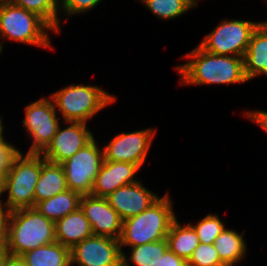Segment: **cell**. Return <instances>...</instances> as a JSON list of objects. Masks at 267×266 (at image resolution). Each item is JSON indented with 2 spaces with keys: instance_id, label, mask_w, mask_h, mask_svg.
<instances>
[{
  "instance_id": "1",
  "label": "cell",
  "mask_w": 267,
  "mask_h": 266,
  "mask_svg": "<svg viewBox=\"0 0 267 266\" xmlns=\"http://www.w3.org/2000/svg\"><path fill=\"white\" fill-rule=\"evenodd\" d=\"M182 58L189 60L174 67L179 73L180 84L233 85L245 84L249 81L244 72L243 57L215 55L197 45Z\"/></svg>"
},
{
  "instance_id": "2",
  "label": "cell",
  "mask_w": 267,
  "mask_h": 266,
  "mask_svg": "<svg viewBox=\"0 0 267 266\" xmlns=\"http://www.w3.org/2000/svg\"><path fill=\"white\" fill-rule=\"evenodd\" d=\"M56 242L55 222L35 207L10 211L5 219V244L10 255L22 256L42 245Z\"/></svg>"
},
{
  "instance_id": "3",
  "label": "cell",
  "mask_w": 267,
  "mask_h": 266,
  "mask_svg": "<svg viewBox=\"0 0 267 266\" xmlns=\"http://www.w3.org/2000/svg\"><path fill=\"white\" fill-rule=\"evenodd\" d=\"M173 200L170 193H165L148 209L123 221L119 239L123 247L129 248L166 239L172 222L176 219Z\"/></svg>"
},
{
  "instance_id": "4",
  "label": "cell",
  "mask_w": 267,
  "mask_h": 266,
  "mask_svg": "<svg viewBox=\"0 0 267 266\" xmlns=\"http://www.w3.org/2000/svg\"><path fill=\"white\" fill-rule=\"evenodd\" d=\"M55 109L62 122H90L97 113L112 105L117 96L110 94L97 84H71L51 93Z\"/></svg>"
},
{
  "instance_id": "5",
  "label": "cell",
  "mask_w": 267,
  "mask_h": 266,
  "mask_svg": "<svg viewBox=\"0 0 267 266\" xmlns=\"http://www.w3.org/2000/svg\"><path fill=\"white\" fill-rule=\"evenodd\" d=\"M48 31L55 30L38 14L13 4L10 0L0 3V39L39 48L52 49Z\"/></svg>"
},
{
  "instance_id": "6",
  "label": "cell",
  "mask_w": 267,
  "mask_h": 266,
  "mask_svg": "<svg viewBox=\"0 0 267 266\" xmlns=\"http://www.w3.org/2000/svg\"><path fill=\"white\" fill-rule=\"evenodd\" d=\"M25 154V155H23ZM41 171V154L19 151L7 171L5 195L0 207L6 212L35 207V187Z\"/></svg>"
},
{
  "instance_id": "7",
  "label": "cell",
  "mask_w": 267,
  "mask_h": 266,
  "mask_svg": "<svg viewBox=\"0 0 267 266\" xmlns=\"http://www.w3.org/2000/svg\"><path fill=\"white\" fill-rule=\"evenodd\" d=\"M262 22L223 19L198 45L215 55L244 57L254 31Z\"/></svg>"
},
{
  "instance_id": "8",
  "label": "cell",
  "mask_w": 267,
  "mask_h": 266,
  "mask_svg": "<svg viewBox=\"0 0 267 266\" xmlns=\"http://www.w3.org/2000/svg\"><path fill=\"white\" fill-rule=\"evenodd\" d=\"M60 118L50 97L39 98L25 107L22 123L32 141L26 153L41 154L47 148L57 133Z\"/></svg>"
},
{
  "instance_id": "9",
  "label": "cell",
  "mask_w": 267,
  "mask_h": 266,
  "mask_svg": "<svg viewBox=\"0 0 267 266\" xmlns=\"http://www.w3.org/2000/svg\"><path fill=\"white\" fill-rule=\"evenodd\" d=\"M94 137L77 153L61 163L68 188L81 195L91 194L92 186L104 162L102 145ZM102 149V150H101Z\"/></svg>"
},
{
  "instance_id": "10",
  "label": "cell",
  "mask_w": 267,
  "mask_h": 266,
  "mask_svg": "<svg viewBox=\"0 0 267 266\" xmlns=\"http://www.w3.org/2000/svg\"><path fill=\"white\" fill-rule=\"evenodd\" d=\"M156 132L155 128L150 127L115 135L108 144L102 146L104 160L129 162L141 168L146 162Z\"/></svg>"
},
{
  "instance_id": "11",
  "label": "cell",
  "mask_w": 267,
  "mask_h": 266,
  "mask_svg": "<svg viewBox=\"0 0 267 266\" xmlns=\"http://www.w3.org/2000/svg\"><path fill=\"white\" fill-rule=\"evenodd\" d=\"M71 264L75 266H122L119 239L91 236L71 249Z\"/></svg>"
},
{
  "instance_id": "12",
  "label": "cell",
  "mask_w": 267,
  "mask_h": 266,
  "mask_svg": "<svg viewBox=\"0 0 267 266\" xmlns=\"http://www.w3.org/2000/svg\"><path fill=\"white\" fill-rule=\"evenodd\" d=\"M47 148L41 153L45 160L61 164L88 144L95 136L84 122H63ZM69 124V125H68Z\"/></svg>"
},
{
  "instance_id": "13",
  "label": "cell",
  "mask_w": 267,
  "mask_h": 266,
  "mask_svg": "<svg viewBox=\"0 0 267 266\" xmlns=\"http://www.w3.org/2000/svg\"><path fill=\"white\" fill-rule=\"evenodd\" d=\"M80 208L90 223L93 235L120 239L123 220L106 198L82 195Z\"/></svg>"
},
{
  "instance_id": "14",
  "label": "cell",
  "mask_w": 267,
  "mask_h": 266,
  "mask_svg": "<svg viewBox=\"0 0 267 266\" xmlns=\"http://www.w3.org/2000/svg\"><path fill=\"white\" fill-rule=\"evenodd\" d=\"M159 198L158 194L147 189L140 180L121 186L106 197L109 205L123 221L148 209Z\"/></svg>"
},
{
  "instance_id": "15",
  "label": "cell",
  "mask_w": 267,
  "mask_h": 266,
  "mask_svg": "<svg viewBox=\"0 0 267 266\" xmlns=\"http://www.w3.org/2000/svg\"><path fill=\"white\" fill-rule=\"evenodd\" d=\"M140 167L129 162H114L104 160L97 174L91 195L106 198L117 188L138 181L136 175Z\"/></svg>"
},
{
  "instance_id": "16",
  "label": "cell",
  "mask_w": 267,
  "mask_h": 266,
  "mask_svg": "<svg viewBox=\"0 0 267 266\" xmlns=\"http://www.w3.org/2000/svg\"><path fill=\"white\" fill-rule=\"evenodd\" d=\"M243 58L249 81L263 75L267 77V23L262 22L254 31Z\"/></svg>"
},
{
  "instance_id": "17",
  "label": "cell",
  "mask_w": 267,
  "mask_h": 266,
  "mask_svg": "<svg viewBox=\"0 0 267 266\" xmlns=\"http://www.w3.org/2000/svg\"><path fill=\"white\" fill-rule=\"evenodd\" d=\"M91 236L93 232L90 223L80 207L55 222L56 242L70 249Z\"/></svg>"
},
{
  "instance_id": "18",
  "label": "cell",
  "mask_w": 267,
  "mask_h": 266,
  "mask_svg": "<svg viewBox=\"0 0 267 266\" xmlns=\"http://www.w3.org/2000/svg\"><path fill=\"white\" fill-rule=\"evenodd\" d=\"M68 189L62 165L49 162L41 155V171L34 193L35 205Z\"/></svg>"
},
{
  "instance_id": "19",
  "label": "cell",
  "mask_w": 267,
  "mask_h": 266,
  "mask_svg": "<svg viewBox=\"0 0 267 266\" xmlns=\"http://www.w3.org/2000/svg\"><path fill=\"white\" fill-rule=\"evenodd\" d=\"M214 246L220 261L229 266H235L245 260L246 253H248L244 232L238 233L235 229L227 228V226L215 239Z\"/></svg>"
},
{
  "instance_id": "20",
  "label": "cell",
  "mask_w": 267,
  "mask_h": 266,
  "mask_svg": "<svg viewBox=\"0 0 267 266\" xmlns=\"http://www.w3.org/2000/svg\"><path fill=\"white\" fill-rule=\"evenodd\" d=\"M168 249L187 262L195 248L200 244L197 232L190 223L182 225L176 218L166 236Z\"/></svg>"
},
{
  "instance_id": "21",
  "label": "cell",
  "mask_w": 267,
  "mask_h": 266,
  "mask_svg": "<svg viewBox=\"0 0 267 266\" xmlns=\"http://www.w3.org/2000/svg\"><path fill=\"white\" fill-rule=\"evenodd\" d=\"M82 195L70 189L42 200L35 208L47 219L56 222L80 207Z\"/></svg>"
},
{
  "instance_id": "22",
  "label": "cell",
  "mask_w": 267,
  "mask_h": 266,
  "mask_svg": "<svg viewBox=\"0 0 267 266\" xmlns=\"http://www.w3.org/2000/svg\"><path fill=\"white\" fill-rule=\"evenodd\" d=\"M28 266H69L71 249L59 242L42 245L22 255Z\"/></svg>"
},
{
  "instance_id": "23",
  "label": "cell",
  "mask_w": 267,
  "mask_h": 266,
  "mask_svg": "<svg viewBox=\"0 0 267 266\" xmlns=\"http://www.w3.org/2000/svg\"><path fill=\"white\" fill-rule=\"evenodd\" d=\"M129 255L122 253V266H153L168 250L166 239L129 248ZM128 255V256H127Z\"/></svg>"
},
{
  "instance_id": "24",
  "label": "cell",
  "mask_w": 267,
  "mask_h": 266,
  "mask_svg": "<svg viewBox=\"0 0 267 266\" xmlns=\"http://www.w3.org/2000/svg\"><path fill=\"white\" fill-rule=\"evenodd\" d=\"M147 10L161 20H174L190 12L199 4L197 0H140Z\"/></svg>"
},
{
  "instance_id": "25",
  "label": "cell",
  "mask_w": 267,
  "mask_h": 266,
  "mask_svg": "<svg viewBox=\"0 0 267 266\" xmlns=\"http://www.w3.org/2000/svg\"><path fill=\"white\" fill-rule=\"evenodd\" d=\"M13 4L38 14L60 33V0H10Z\"/></svg>"
},
{
  "instance_id": "26",
  "label": "cell",
  "mask_w": 267,
  "mask_h": 266,
  "mask_svg": "<svg viewBox=\"0 0 267 266\" xmlns=\"http://www.w3.org/2000/svg\"><path fill=\"white\" fill-rule=\"evenodd\" d=\"M189 223L197 232L200 243L205 244H214L215 239L226 227L219 215L212 212L196 223Z\"/></svg>"
},
{
  "instance_id": "27",
  "label": "cell",
  "mask_w": 267,
  "mask_h": 266,
  "mask_svg": "<svg viewBox=\"0 0 267 266\" xmlns=\"http://www.w3.org/2000/svg\"><path fill=\"white\" fill-rule=\"evenodd\" d=\"M223 264L214 244L200 243L188 261V266H217Z\"/></svg>"
},
{
  "instance_id": "28",
  "label": "cell",
  "mask_w": 267,
  "mask_h": 266,
  "mask_svg": "<svg viewBox=\"0 0 267 266\" xmlns=\"http://www.w3.org/2000/svg\"><path fill=\"white\" fill-rule=\"evenodd\" d=\"M103 0H60V31L61 25L63 23L62 17L70 18L73 15H80L81 13L90 12L93 10L98 4H100Z\"/></svg>"
},
{
  "instance_id": "29",
  "label": "cell",
  "mask_w": 267,
  "mask_h": 266,
  "mask_svg": "<svg viewBox=\"0 0 267 266\" xmlns=\"http://www.w3.org/2000/svg\"><path fill=\"white\" fill-rule=\"evenodd\" d=\"M20 150L8 141L0 142V171H8L14 156Z\"/></svg>"
},
{
  "instance_id": "30",
  "label": "cell",
  "mask_w": 267,
  "mask_h": 266,
  "mask_svg": "<svg viewBox=\"0 0 267 266\" xmlns=\"http://www.w3.org/2000/svg\"><path fill=\"white\" fill-rule=\"evenodd\" d=\"M244 117L246 119L248 118L252 122H254L256 125H258L264 132L267 134V110H255L251 109L247 112L245 111L243 113Z\"/></svg>"
},
{
  "instance_id": "31",
  "label": "cell",
  "mask_w": 267,
  "mask_h": 266,
  "mask_svg": "<svg viewBox=\"0 0 267 266\" xmlns=\"http://www.w3.org/2000/svg\"><path fill=\"white\" fill-rule=\"evenodd\" d=\"M153 266H188V262L168 249Z\"/></svg>"
},
{
  "instance_id": "32",
  "label": "cell",
  "mask_w": 267,
  "mask_h": 266,
  "mask_svg": "<svg viewBox=\"0 0 267 266\" xmlns=\"http://www.w3.org/2000/svg\"><path fill=\"white\" fill-rule=\"evenodd\" d=\"M4 266H28L22 256L8 255L4 262Z\"/></svg>"
},
{
  "instance_id": "33",
  "label": "cell",
  "mask_w": 267,
  "mask_h": 266,
  "mask_svg": "<svg viewBox=\"0 0 267 266\" xmlns=\"http://www.w3.org/2000/svg\"><path fill=\"white\" fill-rule=\"evenodd\" d=\"M6 212L0 207V244L5 243V219Z\"/></svg>"
},
{
  "instance_id": "34",
  "label": "cell",
  "mask_w": 267,
  "mask_h": 266,
  "mask_svg": "<svg viewBox=\"0 0 267 266\" xmlns=\"http://www.w3.org/2000/svg\"><path fill=\"white\" fill-rule=\"evenodd\" d=\"M6 179H7V171H0V198L3 196V194H5Z\"/></svg>"
},
{
  "instance_id": "35",
  "label": "cell",
  "mask_w": 267,
  "mask_h": 266,
  "mask_svg": "<svg viewBox=\"0 0 267 266\" xmlns=\"http://www.w3.org/2000/svg\"><path fill=\"white\" fill-rule=\"evenodd\" d=\"M9 255V251L5 243L0 244V266H4V262Z\"/></svg>"
},
{
  "instance_id": "36",
  "label": "cell",
  "mask_w": 267,
  "mask_h": 266,
  "mask_svg": "<svg viewBox=\"0 0 267 266\" xmlns=\"http://www.w3.org/2000/svg\"><path fill=\"white\" fill-rule=\"evenodd\" d=\"M3 119H2V116L0 115V142H2V141H5L6 139V137H5V135H4V126L5 125H3V121H2Z\"/></svg>"
},
{
  "instance_id": "37",
  "label": "cell",
  "mask_w": 267,
  "mask_h": 266,
  "mask_svg": "<svg viewBox=\"0 0 267 266\" xmlns=\"http://www.w3.org/2000/svg\"><path fill=\"white\" fill-rule=\"evenodd\" d=\"M3 48H4L3 42H1V40H0V50H1V52L3 51Z\"/></svg>"
},
{
  "instance_id": "38",
  "label": "cell",
  "mask_w": 267,
  "mask_h": 266,
  "mask_svg": "<svg viewBox=\"0 0 267 266\" xmlns=\"http://www.w3.org/2000/svg\"><path fill=\"white\" fill-rule=\"evenodd\" d=\"M217 266H229V265H226V264H220V265H217Z\"/></svg>"
}]
</instances>
